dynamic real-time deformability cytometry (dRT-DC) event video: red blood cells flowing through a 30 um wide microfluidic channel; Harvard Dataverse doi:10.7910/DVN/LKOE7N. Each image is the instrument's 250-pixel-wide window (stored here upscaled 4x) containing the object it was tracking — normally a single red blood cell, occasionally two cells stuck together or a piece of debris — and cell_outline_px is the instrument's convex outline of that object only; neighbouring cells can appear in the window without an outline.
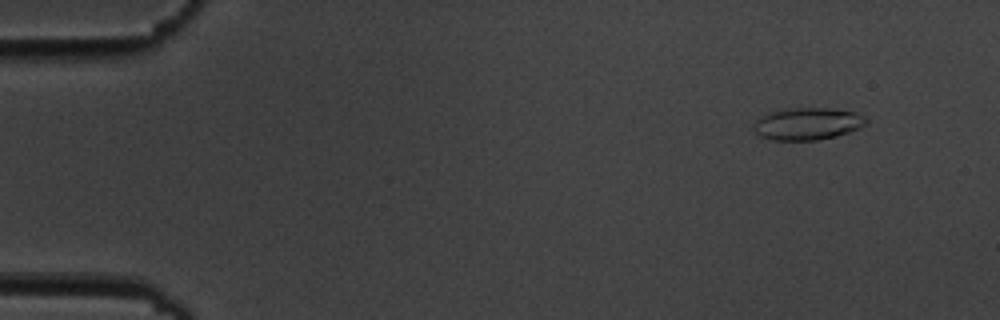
{"species": "common noctule bat (a hibernating species)", "species_latin": "Nyctalus noctula", "temperature_condition": "cold", "stored_images_in_passage": 5, "camera_frame_rate_fps": 3000, "um_per_image_px": 0.085, "animal": {"sex": "male", "body_mass_g": 19.5, "forearm_length_mm": 54.6}, "frame": {"image": 1, "passage_image": 1, "time_ms": 0.0, "image_size_px": [1000, 320], "cell_outline_px": [[868, 120], [860, 128], [836, 136], [820, 140], [772, 140], [760, 136], [752, 128], [756, 120], [764, 112], [792, 108], [828, 108], [856, 112], [864, 116]], "centroid_in_image_um": [68.6, 10.52], "position_along_channel_um": 16.4, "area_um2": 21.27}}